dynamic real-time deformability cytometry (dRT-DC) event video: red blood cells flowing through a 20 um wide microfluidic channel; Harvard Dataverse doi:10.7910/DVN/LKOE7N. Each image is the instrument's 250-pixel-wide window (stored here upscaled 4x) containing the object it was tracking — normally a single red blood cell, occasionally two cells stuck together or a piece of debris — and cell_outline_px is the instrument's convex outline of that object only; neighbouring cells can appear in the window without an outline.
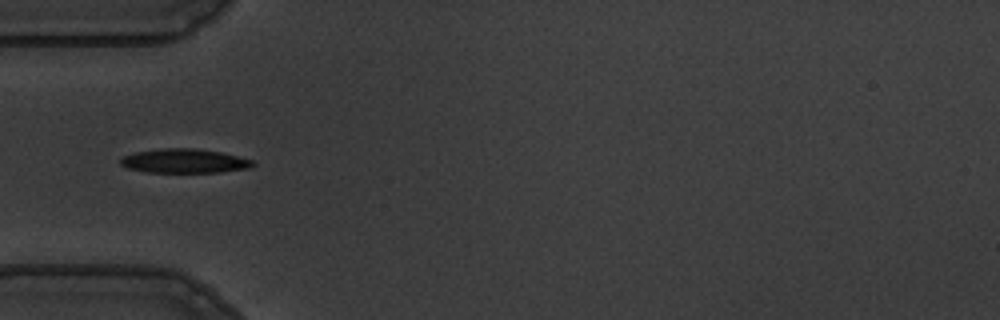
{"species": "common noctule bat (a hibernating species)", "species_latin": "Nyctalus noctula", "temperature_condition": "warm", "stored_images_in_passage": 33, "camera_frame_rate_fps": 3000, "um_per_image_px": 0.085, "animal": {"sex": "male", "body_mass_g": 19.5, "forearm_length_mm": 54.6}, "frame": {"image": 1, "passage_image": 1, "time_ms": 0.0, "image_size_px": [1000, 320], "cell_outline_px": [[256, 164], [252, 168], [220, 172], [148, 172], [128, 168], [120, 164], [120, 160], [124, 156], [136, 152], [164, 148], [192, 148], [220, 152], [252, 160]], "centroid_in_image_um": [15.7, 13.69], "position_along_channel_um": 69.3, "area_um2": 18.44}}
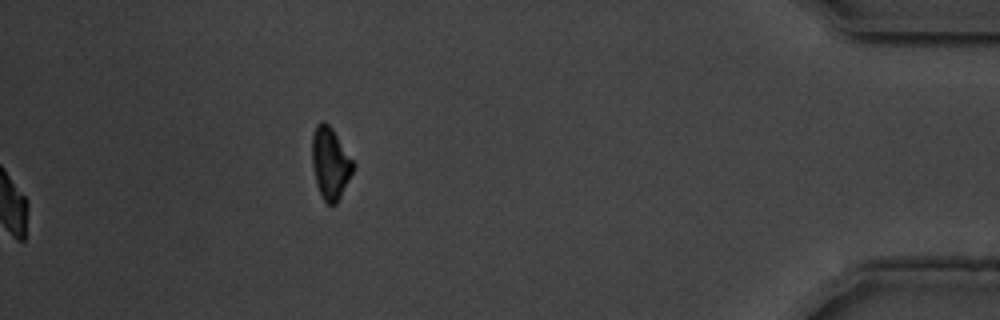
{"frame": {"image": 2, "passage_image": 33, "time_ms": 10.667, "image_size_px": [1000, 320], "cell_outline_px": [[356, 164], [336, 204], [328, 204], [320, 196], [316, 184], [312, 164], [312, 136], [316, 124], [320, 120], [324, 120], [332, 128]], "centroid_in_image_um": [28.06, 13.84], "position_along_channel_um": 407.1, "area_um2": 17.22}, "authors_computed_cell_mechanics": {"area_um2": 18.496, "velocity_mm_per_s": 3.6453, "shape_relaxation_time_tau1_ms": 4.187, "shape_relaxation_time_tau2_ms": 3.3974, "deformation_change_tau1": 0.1398, "deformation_change_tau2": 0.0925}}